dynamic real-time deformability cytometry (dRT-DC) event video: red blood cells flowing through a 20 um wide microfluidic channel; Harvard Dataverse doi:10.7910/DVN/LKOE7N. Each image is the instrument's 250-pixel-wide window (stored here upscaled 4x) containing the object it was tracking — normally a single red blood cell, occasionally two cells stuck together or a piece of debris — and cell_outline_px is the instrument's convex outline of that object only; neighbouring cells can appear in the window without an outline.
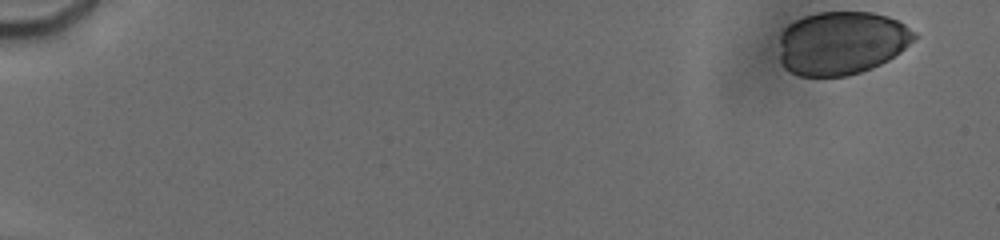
{"species": "human", "species_latin": "Homo sapiens", "temperature_condition": "cold", "stored_images_in_passage": 63, "camera_frame_rate_fps": 3000, "um_per_image_px": 0.085, "donor": {"sex": "male"}, "frame": {"image": 1, "passage_image": 1, "time_ms": 0.0, "image_size_px": [1000, 240], "cell_outline_px": [[916, 40], [900, 52], [888, 60], [872, 68], [848, 76], [800, 76], [784, 68], [780, 60], [780, 36], [784, 28], [788, 24], [804, 16], [820, 12], [872, 12], [888, 16], [904, 24], [916, 32]], "centroid_in_image_um": [71.54, 3.65], "position_along_channel_um": 13.5, "area_um2": 50.11}}
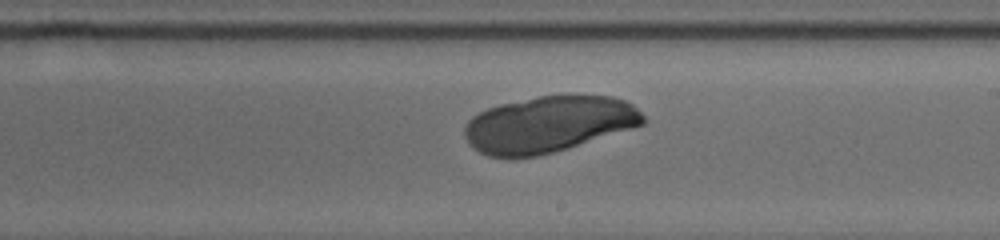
{"frame": {"image": 2, "passage_image": 39, "time_ms": 10.667, "image_size_px": [1000, 240], "cell_outline_px": [[648, 120], [644, 124], [632, 128], [568, 148], [536, 156], [488, 156], [480, 152], [464, 136], [464, 128], [468, 120], [472, 116], [488, 108], [500, 104], [540, 96], [612, 96], [624, 100], [632, 104]], "centroid_in_image_um": [46.65, 10.55], "position_along_channel_um": 242.3, "area_um2": 57.74}}
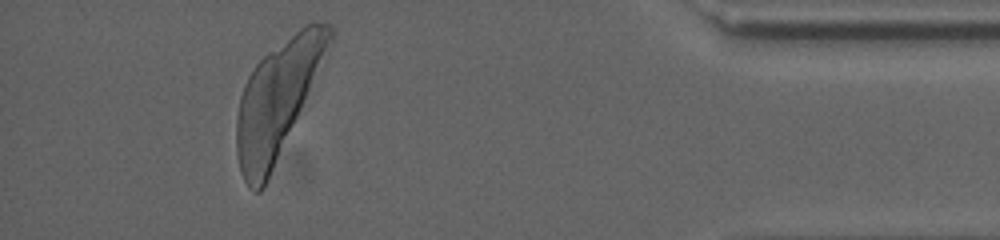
{"frame": {"image": 3, "passage_image": 59, "time_ms": 16.333, "image_size_px": [1000, 240], "cell_outline_px": [[332, 40], [264, 188], [260, 192], [252, 192], [248, 188], [240, 172], [236, 152], [236, 116], [240, 96], [244, 84], [248, 76], [256, 64], [268, 52], [300, 28], [308, 24], [332, 24]], "centroid_in_image_um": [23.5, 8.53], "position_along_channel_um": 411.7, "area_um2": 61.21}}